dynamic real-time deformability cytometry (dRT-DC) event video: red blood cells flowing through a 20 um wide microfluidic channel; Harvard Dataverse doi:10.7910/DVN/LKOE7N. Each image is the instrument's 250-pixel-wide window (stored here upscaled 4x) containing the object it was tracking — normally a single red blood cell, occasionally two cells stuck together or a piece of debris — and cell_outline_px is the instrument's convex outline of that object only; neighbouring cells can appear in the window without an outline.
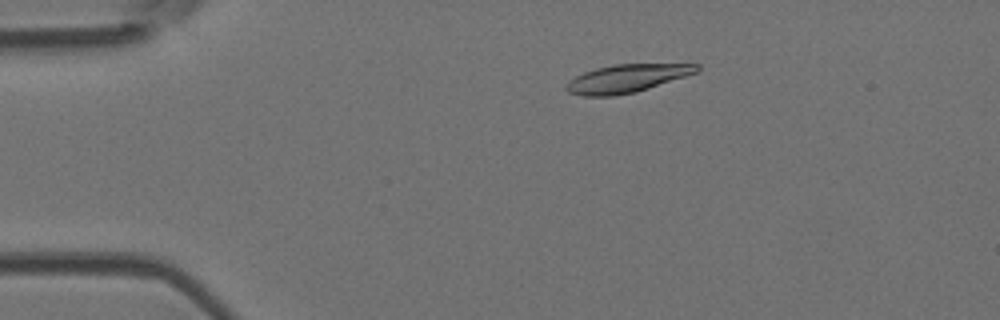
{"species": "Egyptian fruit bat (a non-hibernating species)", "species_latin": "Rousettus aegyptiacus", "temperature_condition": "room temperature", "stored_images_in_passage": 53, "camera_frame_rate_fps": 3000, "um_per_image_px": 0.085, "animal": {"sex": "female"}, "frame": {"image": 1, "passage_image": 10, "time_ms": 3.0, "image_size_px": [1000, 320], "cell_outline_px": [[700, 68], [696, 72], [636, 92], [612, 96], [584, 96], [568, 92], [564, 88], [568, 80], [584, 72], [596, 68], [612, 64], [700, 64]], "centroid_in_image_um": [53.21, 6.67], "position_along_channel_um": 31.8, "area_um2": 21.15}}
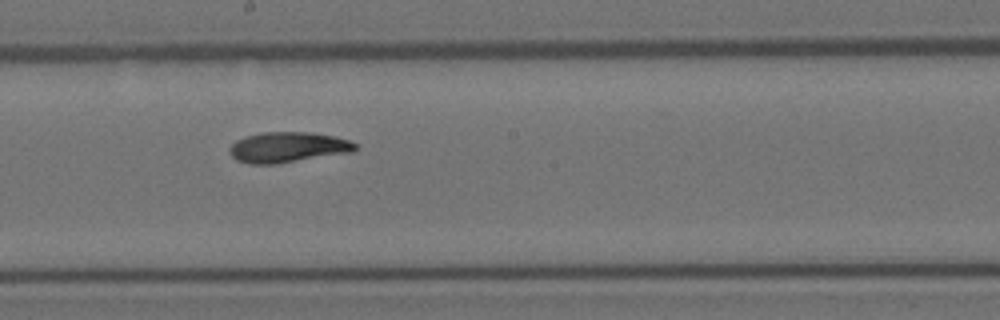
{"frame": {"image": 2, "passage_image": 29, "time_ms": 9.333, "image_size_px": [1000, 320], "cell_outline_px": [[356, 148], [352, 152], [276, 164], [248, 164], [236, 160], [228, 152], [228, 148], [236, 140], [260, 132], [308, 132], [336, 136], [348, 140], [356, 144]], "centroid_in_image_um": [24.43, 12.52], "position_along_channel_um": 223.8, "area_um2": 22.37}}
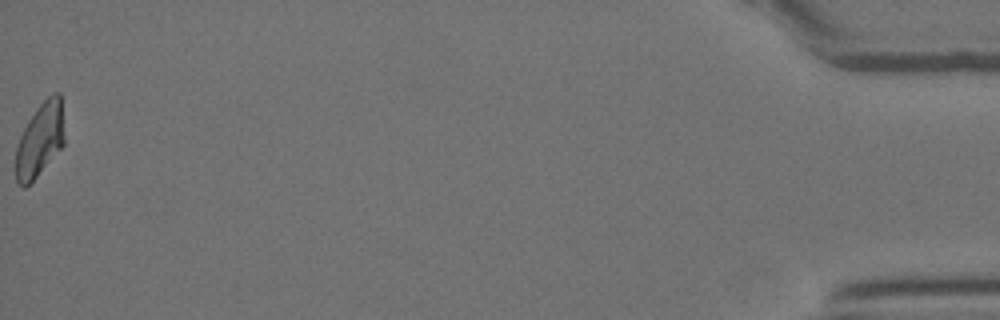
{"frame": {"image": 3, "passage_image": 53, "time_ms": 17.333, "image_size_px": [1000, 320], "cell_outline_px": [[64, 144], [36, 176], [24, 188], [16, 180], [16, 144], [28, 120], [36, 108], [52, 92], [60, 92], [64, 136]], "centroid_in_image_um": [3.39, 11.84], "position_along_channel_um": 431.8, "area_um2": 20.58}, "authors_computed_cell_mechanics": {"area_um2": 21.7328, "velocity_mm_per_s": 3.846, "shape_relaxation_time_tau1_ms": 7.4005, "shape_relaxation_time_tau2_ms": 4.3531, "deformation_change_tau1": 0.2324, "deformation_change_tau2": 0.0959}}